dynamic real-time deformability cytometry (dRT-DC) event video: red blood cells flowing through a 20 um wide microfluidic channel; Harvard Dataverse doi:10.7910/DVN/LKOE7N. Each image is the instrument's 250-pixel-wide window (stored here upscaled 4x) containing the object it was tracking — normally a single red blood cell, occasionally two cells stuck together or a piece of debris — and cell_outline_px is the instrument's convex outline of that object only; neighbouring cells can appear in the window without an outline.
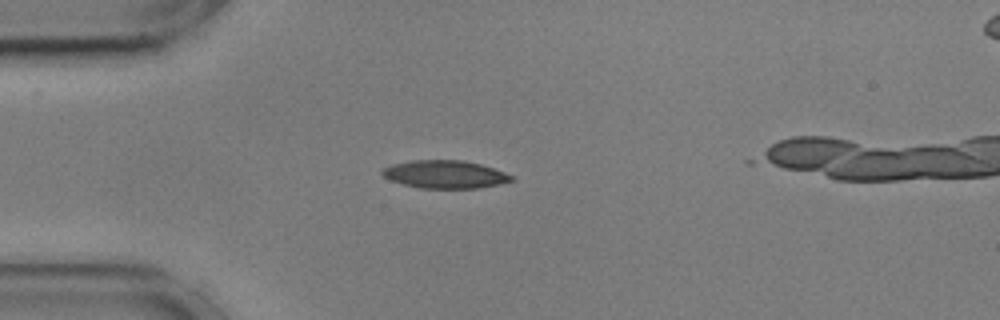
{"species": "common noctule bat (a hibernating species)", "species_latin": "Nyctalus noctula", "temperature_condition": "cold", "stored_images_in_passage": 51, "camera_frame_rate_fps": 3000, "um_per_image_px": 0.085, "animal": {"sex": "male", "body_mass_g": 17.9, "forearm_length_mm": 54.2}, "frame": {"image": 1, "passage_image": 14, "time_ms": 4.333, "image_size_px": [1000, 320], "cell_outline_px": [[512, 180], [500, 184], [480, 188], [420, 188], [404, 184], [392, 180], [384, 176], [380, 172], [380, 168], [392, 164], [412, 160], [460, 160], [480, 164], [504, 172], [512, 176]], "centroid_in_image_um": [37.78, 14.81], "position_along_channel_um": 47.2, "area_um2": 20.87}}
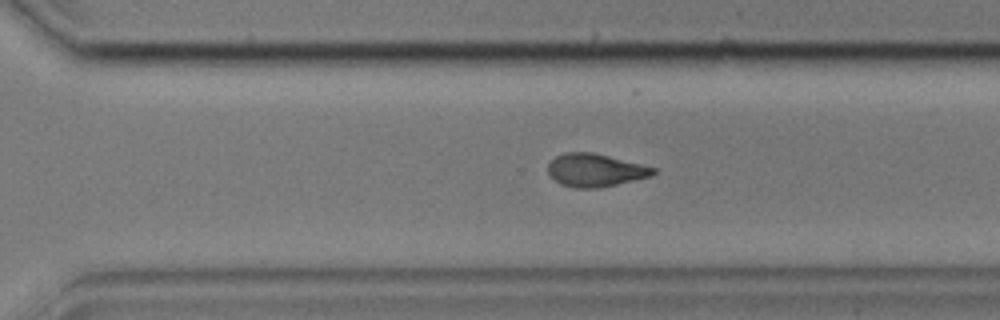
{"frame": {"image": 2, "passage_image": 38, "time_ms": 12.333, "image_size_px": [1000, 320], "cell_outline_px": [[656, 172], [652, 176], [600, 188], [572, 188], [560, 184], [548, 172], [548, 164], [556, 156], [568, 152], [592, 152], [656, 168]], "centroid_in_image_um": [50.6, 14.48], "position_along_channel_um": 320.0, "area_um2": 20.06}}
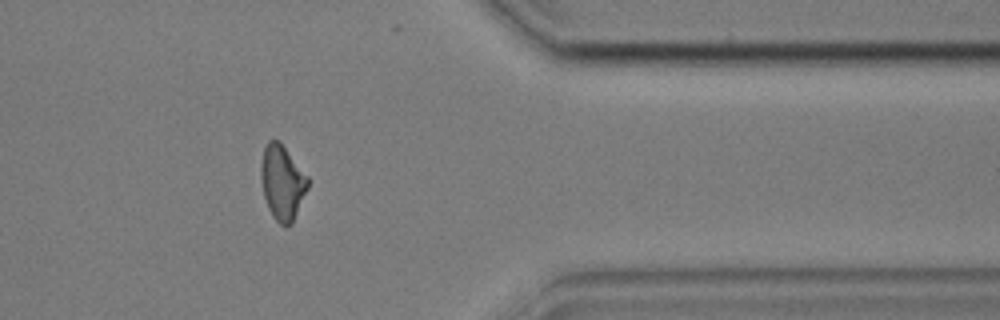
{"frame": {"image": 3, "passage_image": 45, "time_ms": 14.667, "image_size_px": [1000, 320], "cell_outline_px": [[308, 188], [292, 224], [280, 224], [272, 216], [268, 208], [264, 196], [260, 176], [260, 164], [264, 148], [268, 140], [280, 140], [308, 176]], "centroid_in_image_um": [23.99, 15.47], "position_along_channel_um": 387.4, "area_um2": 20.52}, "authors_computed_cell_mechanics": {"area_um2": 20.519, "velocity_mm_per_s": 3.5866, "shape_relaxation_time_tau1_ms": 7.7992, "shape_relaxation_time_tau2_ms": 3.5329, "deformation_change_tau1": 0.1919, "deformation_change_tau2": 0.0862}}